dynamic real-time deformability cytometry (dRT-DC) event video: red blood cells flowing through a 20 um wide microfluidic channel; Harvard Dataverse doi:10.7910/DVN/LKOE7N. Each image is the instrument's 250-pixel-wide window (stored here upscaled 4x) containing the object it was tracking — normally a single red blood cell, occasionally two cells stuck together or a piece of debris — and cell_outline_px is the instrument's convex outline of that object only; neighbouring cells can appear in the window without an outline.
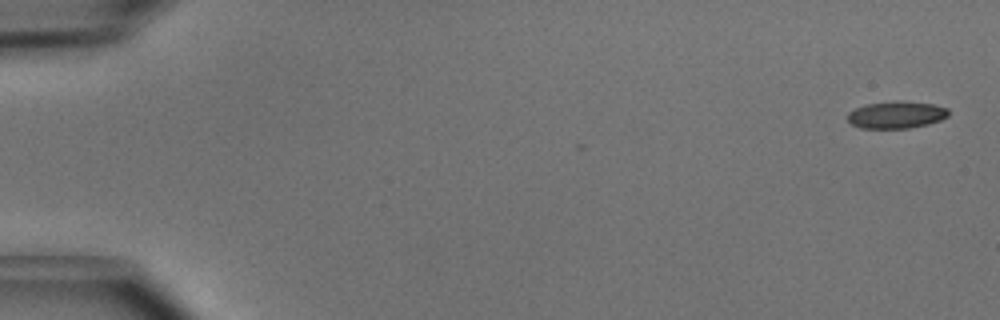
{"species": "common noctule bat (a hibernating species)", "species_latin": "Nyctalus noctula", "temperature_condition": "cold", "stored_images_in_passage": 5, "camera_frame_rate_fps": 3000, "um_per_image_px": 0.085, "animal": {"sex": "male", "body_mass_g": 15.6}, "frame": {"image": 1, "passage_image": 1, "time_ms": 0.0, "image_size_px": [1000, 320], "cell_outline_px": [[948, 116], [940, 120], [928, 124], [908, 128], [860, 128], [852, 124], [848, 120], [848, 112], [856, 108], [868, 104], [896, 100], [932, 104], [948, 108]], "centroid_in_image_um": [76.19, 9.76], "position_along_channel_um": 8.8, "area_um2": 15.84}}
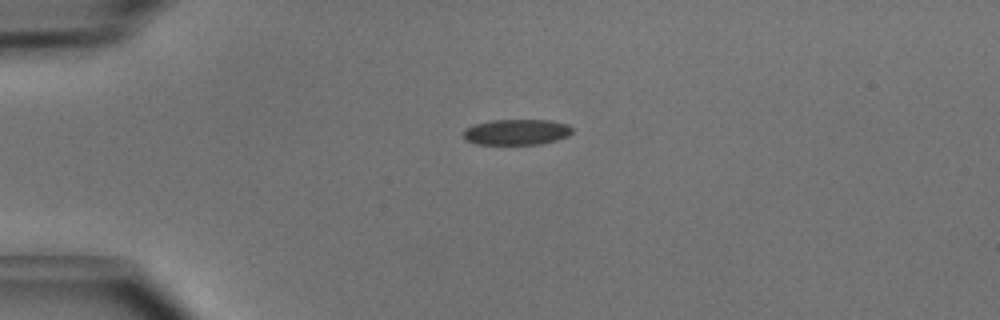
{"frame": {"image": 2, "passage_image": 4, "time_ms": 1.0, "image_size_px": [1000, 320], "cell_outline_px": [[572, 132], [568, 136], [556, 140], [540, 144], [476, 144], [464, 140], [464, 128], [472, 124], [492, 120], [552, 120], [568, 124], [572, 128]], "centroid_in_image_um": [43.89, 11.22], "position_along_channel_um": 41.1, "area_um2": 16.47}}